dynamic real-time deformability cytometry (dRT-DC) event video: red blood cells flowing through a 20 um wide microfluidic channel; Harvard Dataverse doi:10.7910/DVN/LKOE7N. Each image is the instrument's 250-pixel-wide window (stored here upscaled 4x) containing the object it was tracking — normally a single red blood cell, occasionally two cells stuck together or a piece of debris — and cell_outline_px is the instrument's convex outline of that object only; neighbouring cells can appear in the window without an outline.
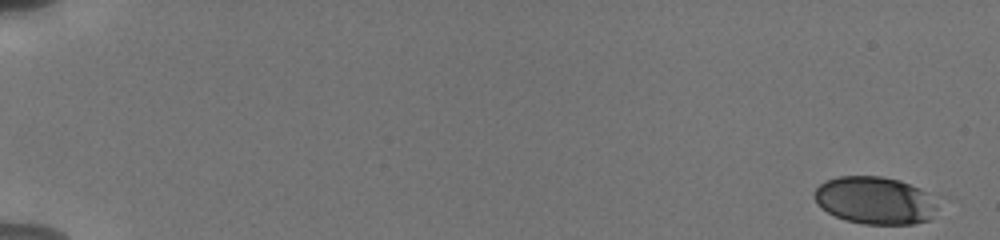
{"species": "human", "species_latin": "Homo sapiens", "temperature_condition": "cold", "stored_images_in_passage": 55, "camera_frame_rate_fps": 3000, "um_per_image_px": 0.085, "donor": {"sex": "male"}, "frame": {"image": 1, "passage_image": 1, "time_ms": 0.0, "image_size_px": [1000, 240], "cell_outline_px": [[936, 208], [928, 220], [912, 224], [864, 224], [844, 220], [828, 212], [816, 200], [816, 188], [820, 184], [828, 180], [840, 176], [880, 176], [900, 180], [920, 188], [924, 192]], "centroid_in_image_um": [74.34, 17.03], "position_along_channel_um": 10.7, "area_um2": 33.29}}
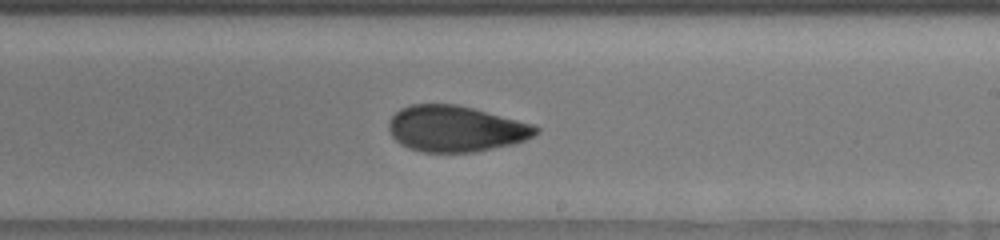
{"frame": {"image": 2, "passage_image": 35, "time_ms": 11.333, "image_size_px": [1000, 240], "cell_outline_px": [[540, 132], [524, 140], [512, 144], [476, 152], [424, 152], [408, 148], [400, 144], [388, 132], [388, 120], [400, 108], [408, 104], [456, 104], [472, 108], [532, 124], [540, 128]], "centroid_in_image_um": [38.69, 10.94], "position_along_channel_um": 250.3, "area_um2": 39.48}}
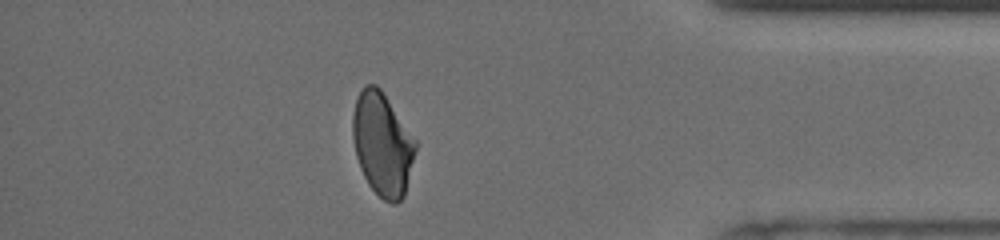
{"frame": {"image": 3, "passage_image": 49, "time_ms": 16.0, "image_size_px": [1000, 240], "cell_outline_px": [[416, 148], [404, 196], [396, 204], [392, 204], [384, 200], [368, 184], [360, 168], [356, 156], [352, 136], [352, 116], [356, 100], [364, 84], [376, 84], [380, 88], [416, 140]], "centroid_in_image_um": [32.48, 12.25], "position_along_channel_um": 402.7, "area_um2": 37.45}, "authors_computed_cell_mechanics": {"area_um2": 37.859, "velocity_mm_per_s": 3.8034, "shape_relaxation_time_tau1_ms": 4.8491, "shape_relaxation_time_tau2_ms": 2.0054, "deformation_change_tau1": 0.1412, "deformation_change_tau2": 0.0652}}